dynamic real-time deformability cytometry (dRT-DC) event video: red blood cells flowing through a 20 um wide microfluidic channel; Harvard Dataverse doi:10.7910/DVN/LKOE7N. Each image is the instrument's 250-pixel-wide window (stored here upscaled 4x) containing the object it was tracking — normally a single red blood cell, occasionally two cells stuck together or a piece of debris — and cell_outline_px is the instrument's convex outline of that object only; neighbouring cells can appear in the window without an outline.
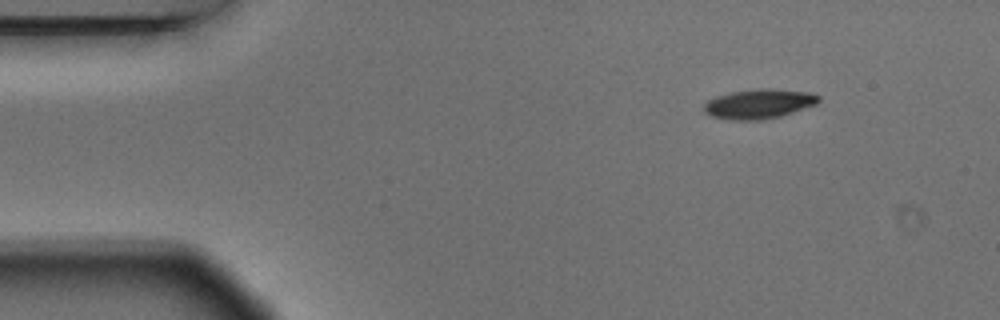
{"species": "Egyptian fruit bat (a non-hibernating species)", "species_latin": "Rousettus aegyptiacus", "temperature_condition": "warm", "stored_images_in_passage": 3, "camera_frame_rate_fps": 3000, "um_per_image_px": 0.085, "animal": {"sex": "male"}, "frame": {"image": 1, "passage_image": 1, "time_ms": 0.0, "image_size_px": [1000, 320], "cell_outline_px": [[820, 100], [816, 104], [780, 116], [760, 120], [732, 120], [712, 116], [704, 112], [704, 104], [708, 100], [716, 96], [728, 92], [760, 88], [768, 88], [812, 92], [820, 96]], "centroid_in_image_um": [64.51, 8.81], "position_along_channel_um": 20.5, "area_um2": 19.83}}